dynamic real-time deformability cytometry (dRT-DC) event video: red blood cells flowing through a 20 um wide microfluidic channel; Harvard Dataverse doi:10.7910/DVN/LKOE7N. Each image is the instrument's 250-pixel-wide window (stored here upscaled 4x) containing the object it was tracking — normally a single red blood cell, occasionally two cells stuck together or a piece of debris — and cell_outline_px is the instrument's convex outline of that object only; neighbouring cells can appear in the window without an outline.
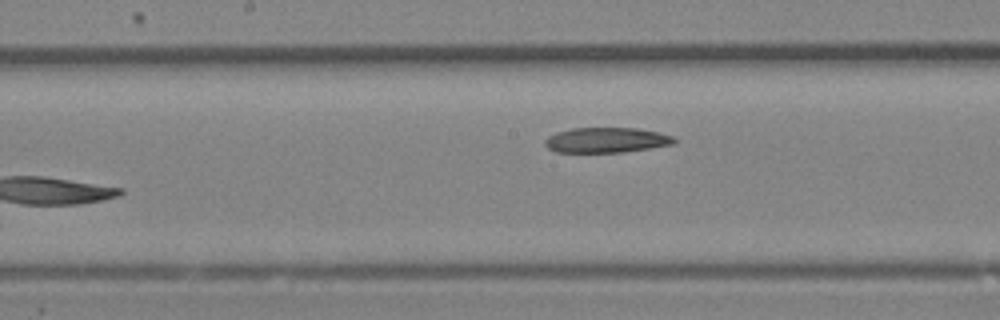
{"species": "Egyptian fruit bat (a non-hibernating species)", "species_latin": "Rousettus aegyptiacus", "temperature_condition": "room temperature", "stored_images_in_passage": 14, "camera_frame_rate_fps": 3000, "um_per_image_px": 0.085, "animal": {"sex": "female"}, "frame": {"image": 1, "passage_image": 14, "time_ms": 4.333, "image_size_px": [1000, 320], "cell_outline_px": [[676, 144], [624, 152], [556, 152], [548, 148], [544, 144], [544, 140], [548, 136], [556, 132], [572, 128], [636, 128], [676, 136]], "centroid_in_image_um": [51.56, 11.91], "position_along_channel_um": 196.6, "area_um2": 19.07}}